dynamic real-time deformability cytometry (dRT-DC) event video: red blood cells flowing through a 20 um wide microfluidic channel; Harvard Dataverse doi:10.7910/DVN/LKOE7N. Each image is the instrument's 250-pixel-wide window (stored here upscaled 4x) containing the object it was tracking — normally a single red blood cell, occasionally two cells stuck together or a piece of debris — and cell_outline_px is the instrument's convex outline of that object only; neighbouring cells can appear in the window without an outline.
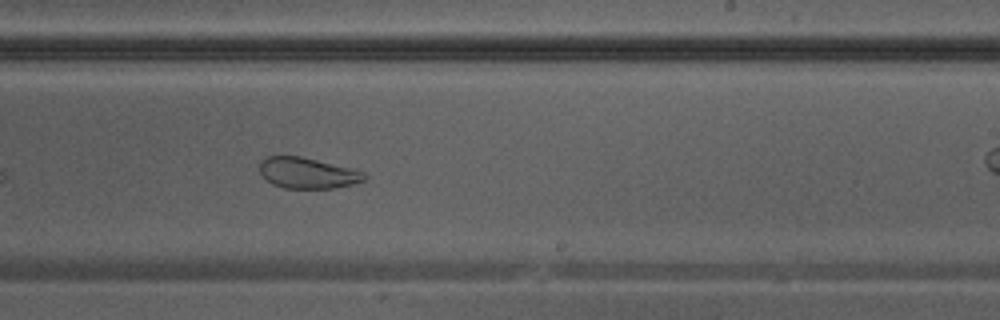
{"species": "Egyptian fruit bat (a non-hibernating species)", "species_latin": "Rousettus aegyptiacus", "temperature_condition": "warm", "stored_images_in_passage": 31, "camera_frame_rate_fps": 3000, "um_per_image_px": 0.085, "animal": {"sex": "male"}, "frame": {"image": 1, "passage_image": 14, "time_ms": 4.333, "image_size_px": [1000, 320], "cell_outline_px": [[368, 176], [364, 180], [352, 184], [332, 188], [284, 188], [272, 184], [260, 172], [260, 164], [268, 156], [300, 156], [364, 172]], "centroid_in_image_um": [26.14, 14.71], "position_along_channel_um": 262.9, "area_um2": 18.38}}